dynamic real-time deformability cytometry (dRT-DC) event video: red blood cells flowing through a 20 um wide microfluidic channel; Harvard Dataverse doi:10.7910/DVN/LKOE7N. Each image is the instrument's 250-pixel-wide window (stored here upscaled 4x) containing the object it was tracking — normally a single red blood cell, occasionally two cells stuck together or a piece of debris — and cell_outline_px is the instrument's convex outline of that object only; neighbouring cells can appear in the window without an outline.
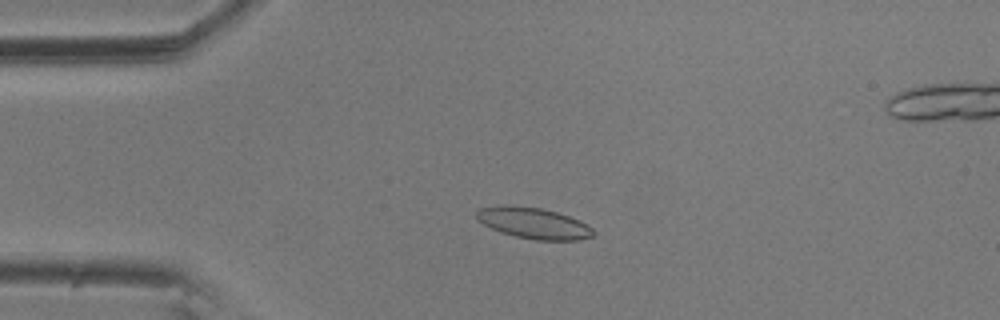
{"species": "common noctule bat (a hibernating species)", "species_latin": "Nyctalus noctula", "temperature_condition": "room temperature", "stored_images_in_passage": 5, "camera_frame_rate_fps": 3000, "um_per_image_px": 0.085, "animal": {"sex": "male", "body_mass_g": 20.5, "forearm_length_mm": 52.5}, "frame": {"image": 1, "passage_image": 3, "time_ms": 0.667, "image_size_px": [1000, 320], "cell_outline_px": [[596, 232], [592, 236], [576, 240], [536, 240], [516, 236], [500, 232], [476, 220], [476, 212], [480, 208], [504, 204], [512, 204], [540, 208], [556, 212], [580, 220], [592, 228]], "centroid_in_image_um": [45.33, 18.95], "position_along_channel_um": 39.7, "area_um2": 21.21}}